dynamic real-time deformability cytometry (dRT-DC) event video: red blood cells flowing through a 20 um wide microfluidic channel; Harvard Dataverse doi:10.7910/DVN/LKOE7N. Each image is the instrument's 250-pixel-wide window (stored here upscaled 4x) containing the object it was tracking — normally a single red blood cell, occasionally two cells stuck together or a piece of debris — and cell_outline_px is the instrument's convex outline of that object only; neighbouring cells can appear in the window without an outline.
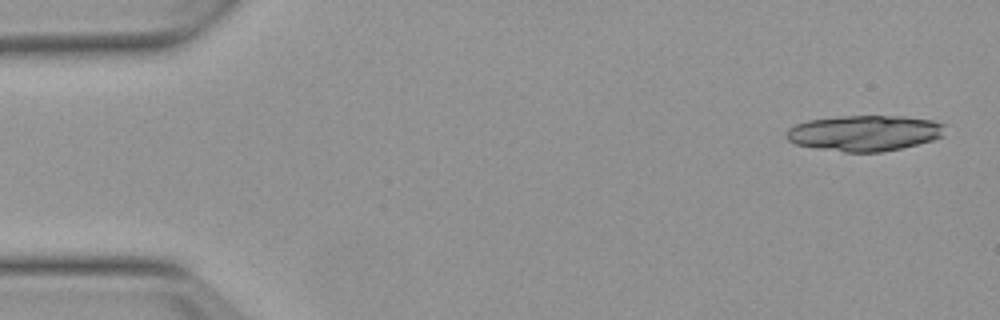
{"species": "Egyptian fruit bat (a non-hibernating species)", "species_latin": "Rousettus aegyptiacus", "temperature_condition": "warm", "stored_images_in_passage": 19, "camera_frame_rate_fps": 3000, "um_per_image_px": 0.085, "animal": {"sex": "female"}, "frame": {"image": 1, "passage_image": 1, "time_ms": 0.0, "image_size_px": [1000, 320], "cell_outline_px": [[948, 124], [944, 136], [932, 140], [900, 148], [880, 152], [844, 152], [816, 148], [796, 144], [788, 140], [784, 136], [784, 132], [788, 128], [796, 124], [808, 120], [840, 116], [904, 116], [932, 120]], "centroid_in_image_um": [73.5, 11.3], "position_along_channel_um": 11.5, "area_um2": 33.35}}